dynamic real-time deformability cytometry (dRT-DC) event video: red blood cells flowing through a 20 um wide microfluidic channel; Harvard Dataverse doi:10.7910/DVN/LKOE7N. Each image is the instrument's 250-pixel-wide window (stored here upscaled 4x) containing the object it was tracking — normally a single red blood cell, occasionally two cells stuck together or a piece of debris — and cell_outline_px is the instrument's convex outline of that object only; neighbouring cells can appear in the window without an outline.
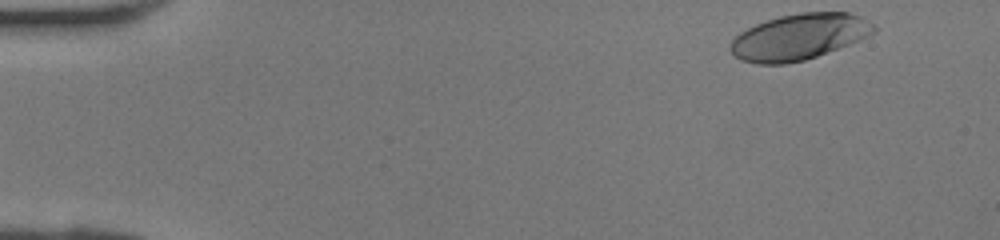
{"species": "human", "species_latin": "Homo sapiens", "temperature_condition": "room temperature", "stored_images_in_passage": 39, "camera_frame_rate_fps": 3000, "um_per_image_px": 0.085, "donor": {"sex": "female"}, "frame": {"image": 1, "passage_image": 1, "time_ms": 0.0, "image_size_px": [1000, 240], "cell_outline_px": [[876, 32], [848, 44], [816, 56], [804, 60], [784, 64], [756, 64], [740, 60], [728, 48], [728, 44], [740, 32], [756, 24], [780, 16], [800, 12], [848, 12], [860, 16], [872, 24], [876, 28]], "centroid_in_image_um": [67.88, 3.13], "position_along_channel_um": 17.1, "area_um2": 38.15}}
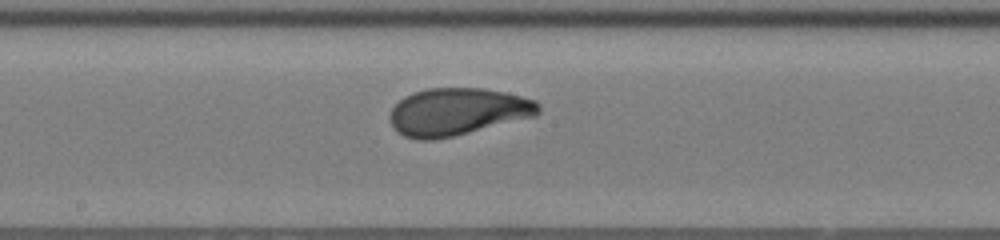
{"frame": {"image": 2, "passage_image": 20, "time_ms": 6.333, "image_size_px": [1000, 240], "cell_outline_px": [[540, 112], [536, 116], [452, 136], [432, 140], [416, 140], [404, 136], [396, 132], [388, 116], [392, 108], [404, 96], [412, 92], [428, 88], [484, 88], [504, 92], [536, 100], [540, 104]], "centroid_in_image_um": [38.87, 9.49], "position_along_channel_um": 209.3, "area_um2": 41.1}}
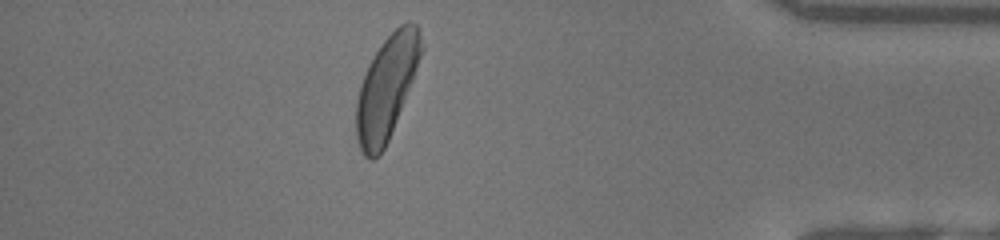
{"frame": {"image": 3, "passage_image": 34, "time_ms": 11.0, "image_size_px": [1000, 240], "cell_outline_px": [[424, 48], [412, 80], [388, 140], [380, 156], [372, 160], [364, 156], [360, 148], [356, 136], [356, 100], [360, 84], [380, 44], [400, 24], [408, 20], [416, 24], [420, 28]], "centroid_in_image_um": [32.86, 7.43], "position_along_channel_um": 402.3, "area_um2": 38.73}}